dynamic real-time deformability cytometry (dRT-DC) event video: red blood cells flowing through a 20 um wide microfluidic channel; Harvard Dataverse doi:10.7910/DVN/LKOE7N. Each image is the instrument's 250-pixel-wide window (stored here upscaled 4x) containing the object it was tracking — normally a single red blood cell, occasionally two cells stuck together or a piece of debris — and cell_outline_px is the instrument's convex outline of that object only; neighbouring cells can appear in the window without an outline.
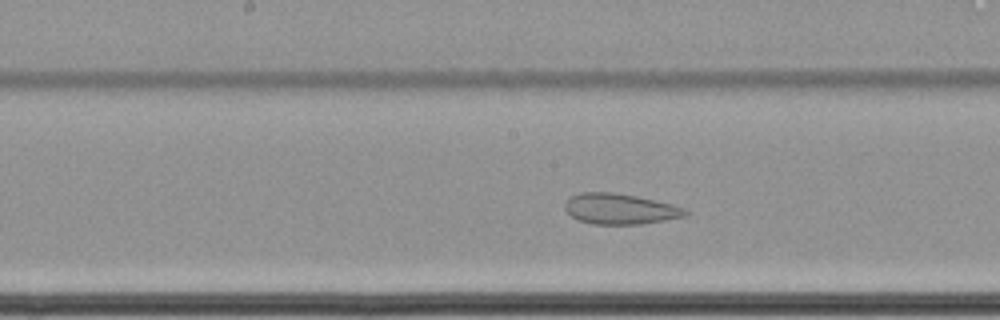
{"species": "common noctule bat (a hibernating species)", "species_latin": "Nyctalus noctula", "temperature_condition": "cold", "stored_images_in_passage": 43, "camera_frame_rate_fps": 3000, "um_per_image_px": 0.085, "animal": {"sex": "female", "body_mass_g": 22.7, "forearm_length_mm": 54.2}, "frame": {"image": 1, "passage_image": 13, "time_ms": 4.0, "image_size_px": [1000, 320], "cell_outline_px": [[688, 212], [684, 216], [664, 220], [640, 224], [592, 224], [580, 220], [572, 216], [564, 208], [564, 204], [572, 196], [580, 192], [612, 192], [636, 196], [672, 204], [684, 208]], "centroid_in_image_um": [52.68, 17.75], "position_along_channel_um": 195.5, "area_um2": 21.21}}
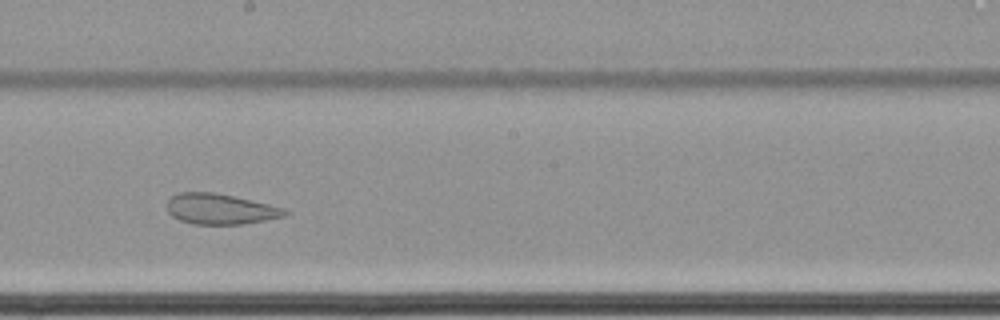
{"frame": {"image": 2, "passage_image": 16, "time_ms": 5.0, "image_size_px": [1000, 320], "cell_outline_px": [[288, 216], [240, 224], [192, 224], [180, 220], [172, 216], [168, 212], [168, 200], [172, 196], [180, 192], [212, 192], [232, 196], [268, 204], [284, 208], [288, 212]], "centroid_in_image_um": [18.72, 17.77], "position_along_channel_um": 229.5, "area_um2": 20.75}}
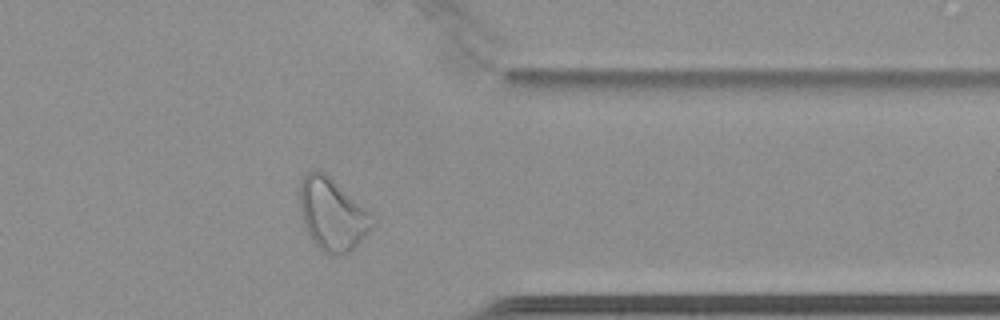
{"frame": {"image": 3, "passage_image": 30, "time_ms": 9.667, "image_size_px": [1000, 320], "cell_outline_px": [[376, 224], [348, 252], [336, 256], [328, 256], [308, 236], [300, 216], [300, 180], [308, 172], [320, 168], [372, 212], [376, 220]], "centroid_in_image_um": [28.25, 18.2], "position_along_channel_um": 383.2, "area_um2": 31.04}, "authors_computed_cell_mechanics": {"area_um2": 24.1026, "velocity_mm_per_s": 3.4064, "shape_relaxation_time_tau1_ms": null, "shape_relaxation_time_tau2_ms": 1.4317, "deformation_change_tau1": null, "deformation_change_tau2": 0.0693}}